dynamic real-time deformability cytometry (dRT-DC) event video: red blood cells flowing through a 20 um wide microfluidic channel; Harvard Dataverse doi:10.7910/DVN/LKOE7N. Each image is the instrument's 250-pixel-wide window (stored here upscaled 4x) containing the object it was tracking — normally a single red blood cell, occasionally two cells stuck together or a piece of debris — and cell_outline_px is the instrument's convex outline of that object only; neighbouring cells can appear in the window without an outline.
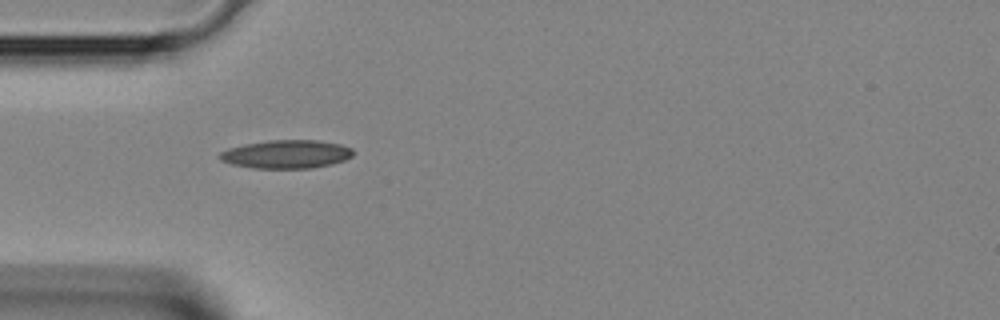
{"species": "Egyptian fruit bat (a non-hibernating species)", "species_latin": "Rousettus aegyptiacus", "temperature_condition": "room temperature", "stored_images_in_passage": 4, "camera_frame_rate_fps": 3000, "um_per_image_px": 0.085, "animal": {"sex": "female"}, "frame": {"image": 1, "passage_image": 3, "time_ms": 0.667, "image_size_px": [1000, 320], "cell_outline_px": [[356, 152], [352, 156], [344, 160], [332, 164], [312, 168], [252, 168], [232, 164], [220, 160], [216, 156], [220, 152], [228, 148], [244, 144], [268, 140], [316, 140], [340, 144], [352, 148]], "centroid_in_image_um": [24.33, 13.1], "position_along_channel_um": 60.7, "area_um2": 22.25}}
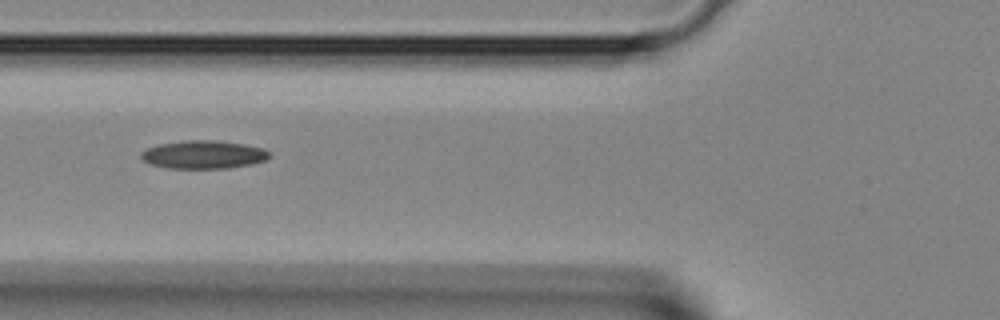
{"frame": {"image": 2, "passage_image": 4, "time_ms": 1.0, "image_size_px": [1000, 320], "cell_outline_px": [[272, 156], [268, 160], [252, 164], [228, 168], [164, 168], [148, 164], [140, 160], [140, 152], [148, 148], [160, 144], [184, 140], [216, 140], [244, 144], [264, 148]], "centroid_in_image_um": [17.28, 13.15], "position_along_channel_um": 108.5, "area_um2": 21.39}}